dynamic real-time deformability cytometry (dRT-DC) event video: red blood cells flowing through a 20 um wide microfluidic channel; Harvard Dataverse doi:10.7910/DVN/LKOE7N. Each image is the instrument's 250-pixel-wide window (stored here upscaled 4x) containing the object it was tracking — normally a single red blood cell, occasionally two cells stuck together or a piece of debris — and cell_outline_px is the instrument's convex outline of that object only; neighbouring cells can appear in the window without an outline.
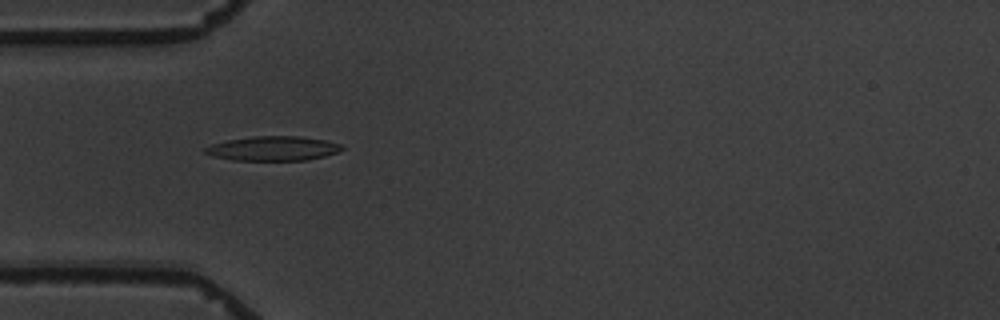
{"species": "common noctule bat (a hibernating species)", "species_latin": "Nyctalus noctula", "temperature_condition": "warm", "stored_images_in_passage": 7, "camera_frame_rate_fps": 3000, "um_per_image_px": 0.085, "animal": {"sex": "male", "body_mass_g": 19.5, "forearm_length_mm": 54.6}, "frame": {"image": 1, "passage_image": 1, "time_ms": 0.0, "image_size_px": [1000, 320], "cell_outline_px": [[344, 148], [336, 152], [324, 156], [308, 160], [232, 160], [212, 156], [204, 152], [204, 148], [212, 144], [228, 140], [252, 136], [300, 136], [324, 140], [340, 144]], "centroid_in_image_um": [23.18, 12.62], "position_along_channel_um": 61.8, "area_um2": 19.36}}
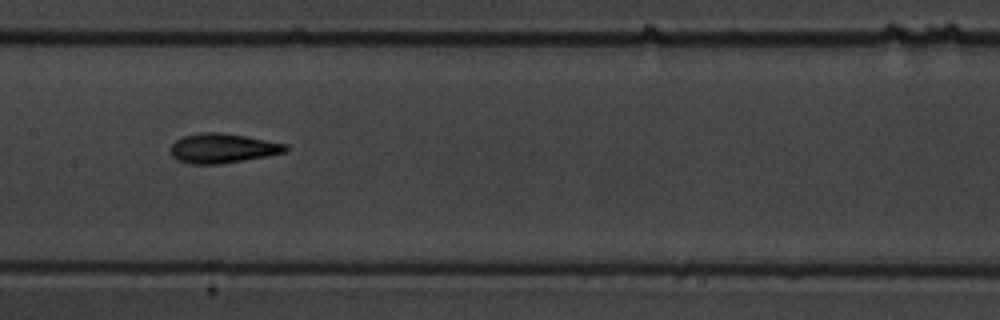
{"frame": {"image": 2, "passage_image": 4, "time_ms": 3.667, "image_size_px": [1000, 320], "cell_outline_px": [[288, 148], [284, 152], [264, 156], [220, 164], [188, 164], [176, 160], [172, 156], [168, 148], [176, 140], [184, 136], [200, 132], [220, 132], [244, 136], [288, 144]], "centroid_in_image_um": [18.85, 12.6], "position_along_channel_um": 188.6, "area_um2": 19.77}}
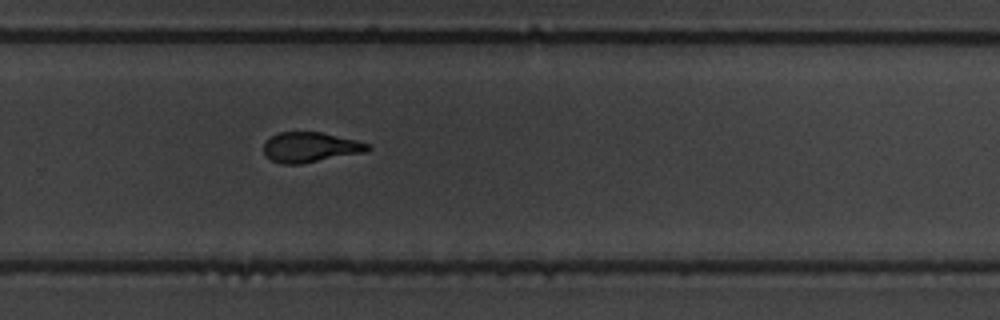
{"frame": {"image": 3, "passage_image": 7, "time_ms": 7.0, "image_size_px": [1000, 320], "cell_outline_px": [[372, 148], [364, 152], [300, 164], [280, 164], [272, 160], [264, 152], [264, 144], [272, 136], [280, 132], [320, 132], [356, 140], [368, 144]], "centroid_in_image_um": [26.37, 12.52], "position_along_channel_um": 303.4, "area_um2": 17.92}}